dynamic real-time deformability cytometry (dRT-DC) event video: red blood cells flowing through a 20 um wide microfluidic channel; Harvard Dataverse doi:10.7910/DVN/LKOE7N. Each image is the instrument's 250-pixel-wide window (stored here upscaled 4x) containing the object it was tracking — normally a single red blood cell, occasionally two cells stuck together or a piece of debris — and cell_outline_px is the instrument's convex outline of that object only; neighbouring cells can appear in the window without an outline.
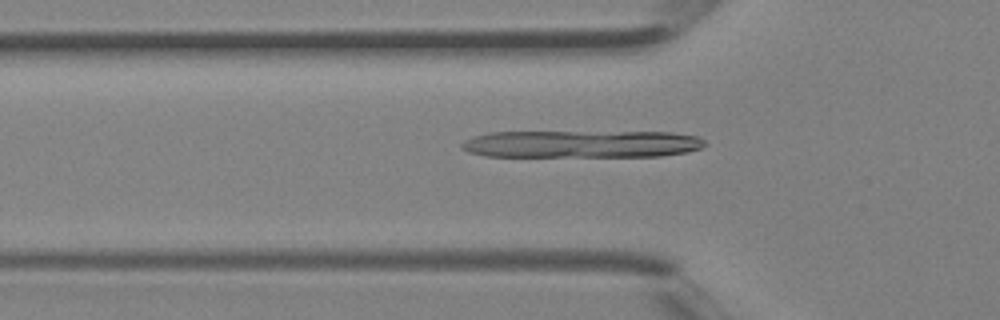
{"species": "Egyptian fruit bat (a non-hibernating species)", "species_latin": "Rousettus aegyptiacus", "temperature_condition": "room temperature", "stored_images_in_passage": 29, "camera_frame_rate_fps": 3000, "um_per_image_px": 0.085, "animal": {"sex": "female"}, "frame": {"image": 1, "passage_image": 3, "time_ms": 0.667, "image_size_px": [1000, 320], "cell_outline_px": [[704, 144], [700, 148], [688, 152], [660, 156], [484, 156], [468, 152], [460, 148], [460, 144], [464, 140], [472, 136], [488, 132], [672, 132], [700, 136], [704, 140]], "centroid_in_image_um": [49.4, 12.23], "position_along_channel_um": 76.4, "area_um2": 39.07}}
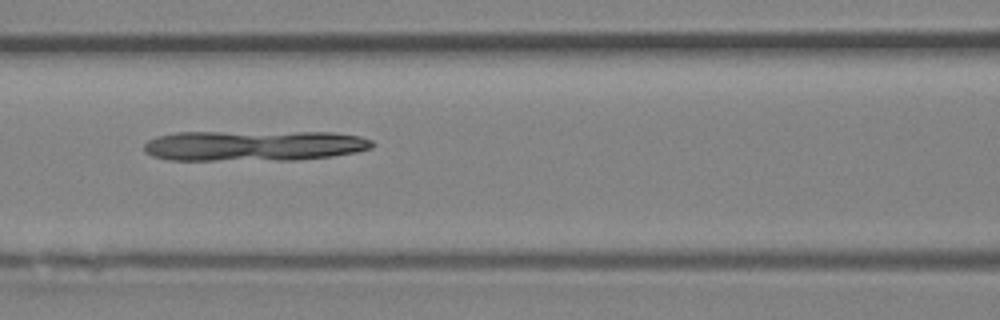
{"frame": {"image": 2, "passage_image": 7, "time_ms": 2.0, "image_size_px": [1000, 320], "cell_outline_px": [[376, 144], [372, 148], [356, 152], [332, 156], [296, 160], [168, 160], [152, 156], [144, 152], [144, 144], [148, 140], [156, 136], [176, 132], [332, 132], [360, 136], [372, 140]], "centroid_in_image_um": [21.58, 12.38], "position_along_channel_um": 145.0, "area_um2": 41.1}}
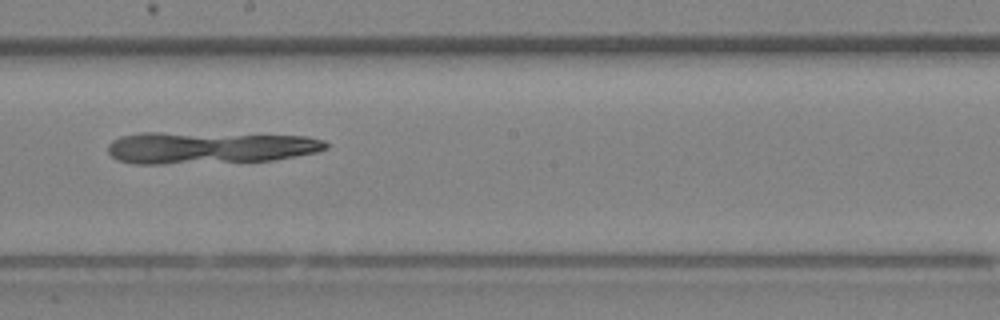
{"frame": {"image": 3, "passage_image": 12, "time_ms": 3.667, "image_size_px": [1000, 320], "cell_outline_px": [[328, 148], [316, 152], [272, 160], [164, 164], [132, 164], [116, 160], [108, 152], [108, 144], [112, 140], [120, 136], [140, 132], [160, 132], [304, 136], [324, 140], [328, 144]], "centroid_in_image_um": [17.72, 12.55], "position_along_channel_um": 230.5, "area_um2": 40.69}}